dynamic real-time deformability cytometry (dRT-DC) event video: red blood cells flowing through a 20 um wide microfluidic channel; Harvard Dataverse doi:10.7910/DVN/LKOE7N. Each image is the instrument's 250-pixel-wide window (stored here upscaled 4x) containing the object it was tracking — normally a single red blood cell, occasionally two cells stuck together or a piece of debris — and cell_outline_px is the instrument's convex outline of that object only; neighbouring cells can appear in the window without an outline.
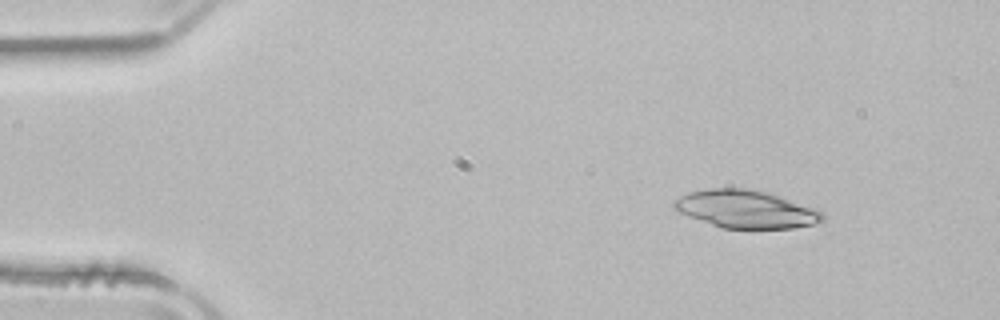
{"species": "common noctule bat (a hibernating species)", "species_latin": "Nyctalus noctula", "temperature_condition": "room temperature", "stored_images_in_passage": 49, "camera_frame_rate_fps": 3000, "um_per_image_px": 0.085, "animal": {"sex": "male", "body_mass_g": 21.5, "forearm_length_mm": 52.0}, "frame": {"image": 1, "passage_image": 4, "time_ms": 1.0, "image_size_px": [1000, 320], "cell_outline_px": [[824, 220], [812, 224], [792, 228], [720, 228], [688, 216], [672, 208], [672, 200], [688, 192], [708, 188], [748, 188], [768, 192], [816, 208], [824, 216]], "centroid_in_image_um": [63.35, 17.76], "position_along_channel_um": 21.6, "area_um2": 32.83}}